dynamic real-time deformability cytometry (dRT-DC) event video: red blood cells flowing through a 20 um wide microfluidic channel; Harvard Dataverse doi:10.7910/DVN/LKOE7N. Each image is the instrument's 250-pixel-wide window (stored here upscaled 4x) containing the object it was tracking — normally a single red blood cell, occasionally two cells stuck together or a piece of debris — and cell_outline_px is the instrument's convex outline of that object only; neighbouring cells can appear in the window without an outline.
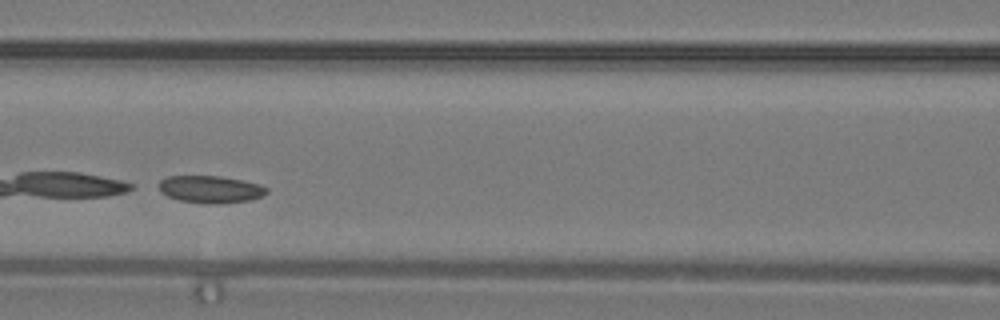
{"species": "common noctule bat (a hibernating species)", "species_latin": "Nyctalus noctula", "temperature_condition": "warm", "stored_images_in_passage": 26, "camera_frame_rate_fps": 3000, "um_per_image_px": 0.085, "animal": {"sex": "male", "body_mass_g": 19.2, "forearm_length_mm": 51.8}, "frame": {"image": 1, "passage_image": 8, "time_ms": 2.333, "image_size_px": [1000, 320], "cell_outline_px": [[268, 192], [264, 196], [248, 200], [216, 204], [208, 204], [180, 200], [168, 196], [160, 192], [160, 180], [168, 176], [220, 176], [260, 184], [268, 188]], "centroid_in_image_um": [17.91, 16.09], "position_along_channel_um": 148.7, "area_um2": 17.05}}
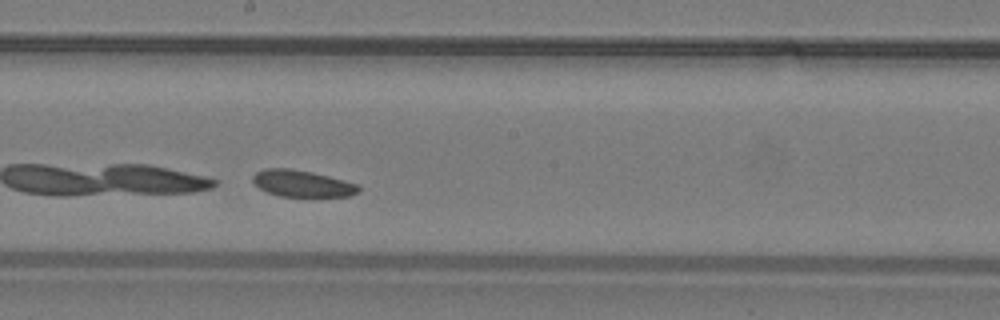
{"frame": {"image": 2, "passage_image": 12, "time_ms": 3.667, "image_size_px": [1000, 320], "cell_outline_px": [[360, 192], [348, 196], [280, 196], [268, 192], [260, 188], [252, 180], [252, 176], [256, 172], [268, 168], [288, 168], [312, 172], [328, 176], [356, 184], [360, 188]], "centroid_in_image_um": [25.67, 15.6], "position_along_channel_um": 222.5, "area_um2": 16.13}}
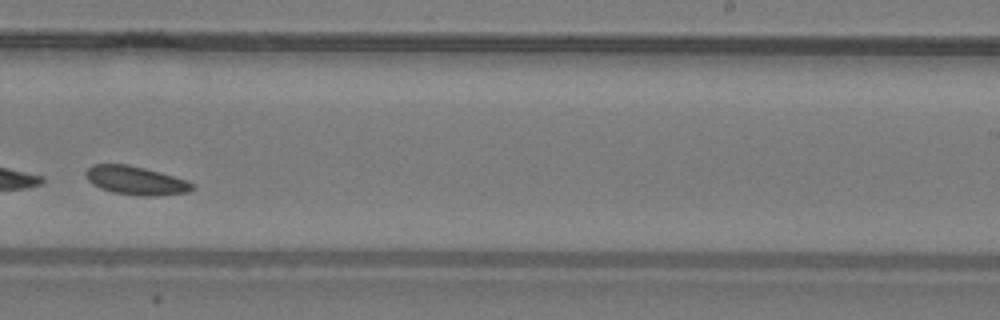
{"frame": {"image": 3, "passage_image": 15, "time_ms": 4.667, "image_size_px": [1000, 320], "cell_outline_px": [[196, 188], [188, 192], [156, 196], [140, 196], [112, 192], [100, 188], [92, 184], [88, 180], [84, 172], [92, 164], [128, 164], [160, 172], [184, 180], [192, 184]], "centroid_in_image_um": [11.5, 15.34], "position_along_channel_um": 277.5, "area_um2": 17.69}}